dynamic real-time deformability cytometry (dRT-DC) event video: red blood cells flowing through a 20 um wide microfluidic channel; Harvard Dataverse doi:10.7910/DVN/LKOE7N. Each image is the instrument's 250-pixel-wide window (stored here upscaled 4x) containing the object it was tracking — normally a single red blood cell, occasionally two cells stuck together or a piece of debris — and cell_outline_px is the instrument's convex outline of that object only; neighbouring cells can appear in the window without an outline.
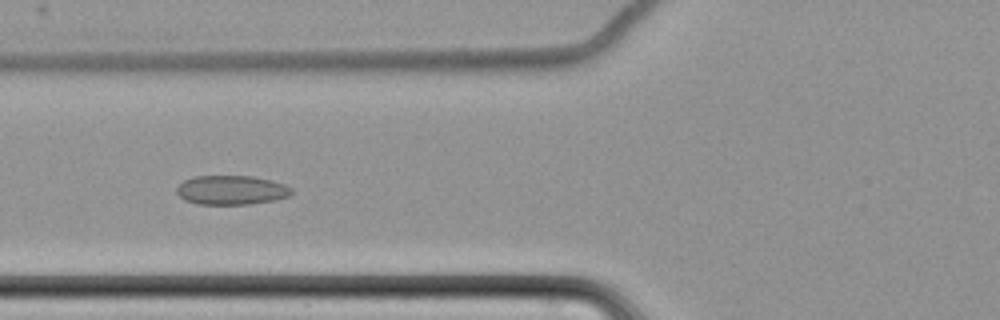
{"species": "common noctule bat (a hibernating species)", "species_latin": "Nyctalus noctula", "temperature_condition": "cold", "stored_images_in_passage": 65, "camera_frame_rate_fps": 3000, "um_per_image_px": 0.085, "animal": {"sex": "female", "body_mass_g": 22.7, "forearm_length_mm": 54.2}, "frame": {"image": 1, "passage_image": 29, "time_ms": 9.333, "image_size_px": [1000, 320], "cell_outline_px": [[292, 192], [288, 196], [276, 200], [248, 204], [196, 204], [184, 200], [176, 192], [176, 188], [184, 180], [196, 176], [252, 176], [272, 180], [284, 184], [292, 188]], "centroid_in_image_um": [19.66, 16.15], "position_along_channel_um": 106.1, "area_um2": 19.59}}
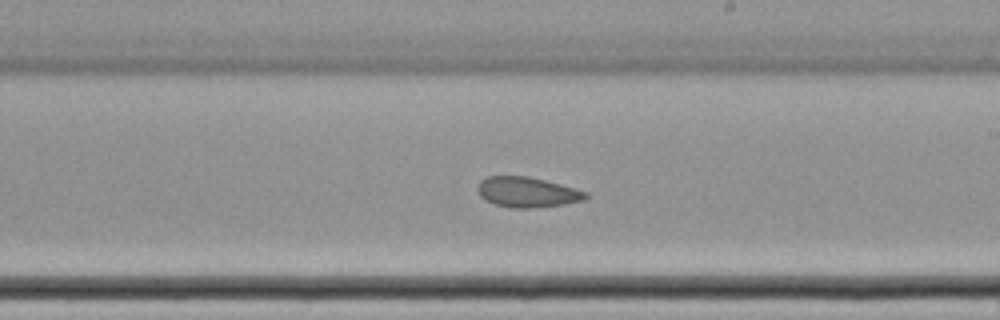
{"frame": {"image": 2, "passage_image": 41, "time_ms": 13.333, "image_size_px": [1000, 320], "cell_outline_px": [[588, 196], [584, 200], [564, 204], [528, 208], [508, 208], [484, 200], [480, 196], [476, 188], [480, 180], [488, 176], [528, 176], [576, 188], [588, 192]], "centroid_in_image_um": [44.79, 16.33], "position_along_channel_um": 244.2, "area_um2": 19.13}}
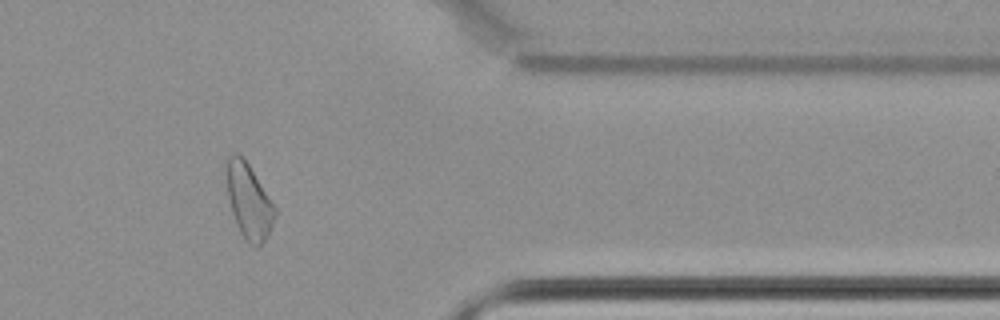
{"frame": {"image": 3, "passage_image": 55, "time_ms": 18.0, "image_size_px": [1000, 320], "cell_outline_px": [[276, 216], [268, 236], [256, 248], [248, 244], [244, 240], [236, 224], [232, 212], [228, 196], [224, 168], [228, 156], [232, 152], [236, 152], [244, 156], [276, 208]], "centroid_in_image_um": [21.12, 17.06], "position_along_channel_um": 390.3, "area_um2": 21.62}, "authors_computed_cell_mechanics": {"area_um2": 21.6172, "velocity_mm_per_s": 3.4526, "shape_relaxation_time_tau1_ms": null, "shape_relaxation_time_tau2_ms": 2.1495, "deformation_change_tau1": null, "deformation_change_tau2": 0.0717}}